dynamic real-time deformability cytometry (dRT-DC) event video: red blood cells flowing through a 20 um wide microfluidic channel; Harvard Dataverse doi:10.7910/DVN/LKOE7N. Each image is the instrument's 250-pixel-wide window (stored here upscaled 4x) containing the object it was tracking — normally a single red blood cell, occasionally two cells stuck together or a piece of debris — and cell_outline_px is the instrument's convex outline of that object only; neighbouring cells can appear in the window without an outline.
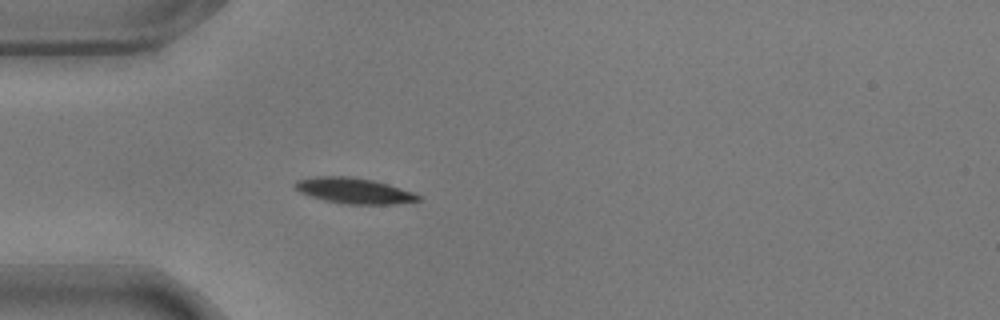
{"species": "common noctule bat (a hibernating species)", "species_latin": "Nyctalus noctula", "temperature_condition": "warm", "stored_images_in_passage": 35, "camera_frame_rate_fps": 3000, "um_per_image_px": 0.085, "animal": {"sex": "male", "body_mass_g": 17.9}, "frame": {"image": 1, "passage_image": 1, "time_ms": 0.0, "image_size_px": [1000, 320], "cell_outline_px": [[420, 200], [392, 204], [348, 204], [324, 200], [300, 192], [292, 184], [300, 180], [316, 176], [348, 176], [372, 180], [388, 184], [412, 192], [420, 196]], "centroid_in_image_um": [30.08, 16.2], "position_along_channel_um": 54.9, "area_um2": 18.09}}
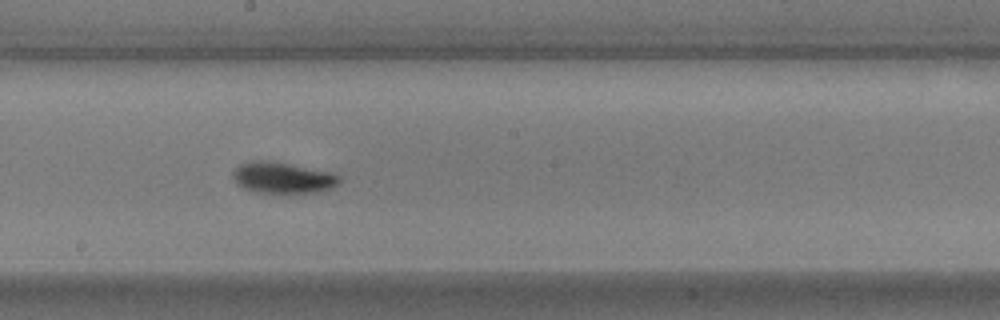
{"frame": {"image": 2, "passage_image": 16, "time_ms": 5.0, "image_size_px": [1000, 320], "cell_outline_px": [[340, 184], [332, 188], [320, 192], [256, 192], [244, 188], [236, 180], [232, 172], [240, 164], [252, 160], [260, 160], [288, 164], [328, 172], [340, 176]], "centroid_in_image_um": [24.06, 15.11], "position_along_channel_um": 224.1, "area_um2": 18.79}}
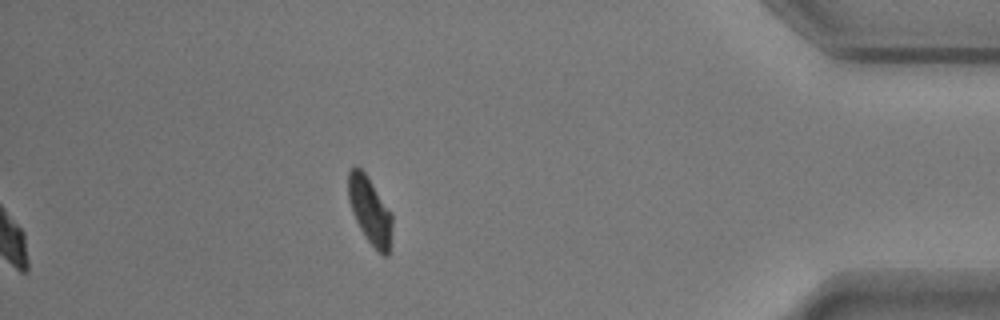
{"frame": {"image": 3, "passage_image": 35, "time_ms": 11.333, "image_size_px": [1000, 320], "cell_outline_px": [[392, 224], [388, 256], [384, 256], [364, 236], [352, 212], [348, 200], [348, 172], [352, 168], [360, 168], [364, 172], [392, 212]], "centroid_in_image_um": [31.44, 17.89], "position_along_channel_um": 403.8, "area_um2": 16.88}, "authors_computed_cell_mechanics": {"area_um2": 18.3804, "velocity_mm_per_s": 3.5214, "shape_relaxation_time_tau1_ms": 3.3802, "shape_relaxation_time_tau2_ms": 0.9689, "deformation_change_tau1": 0.1606, "deformation_change_tau2": 0.0414}}